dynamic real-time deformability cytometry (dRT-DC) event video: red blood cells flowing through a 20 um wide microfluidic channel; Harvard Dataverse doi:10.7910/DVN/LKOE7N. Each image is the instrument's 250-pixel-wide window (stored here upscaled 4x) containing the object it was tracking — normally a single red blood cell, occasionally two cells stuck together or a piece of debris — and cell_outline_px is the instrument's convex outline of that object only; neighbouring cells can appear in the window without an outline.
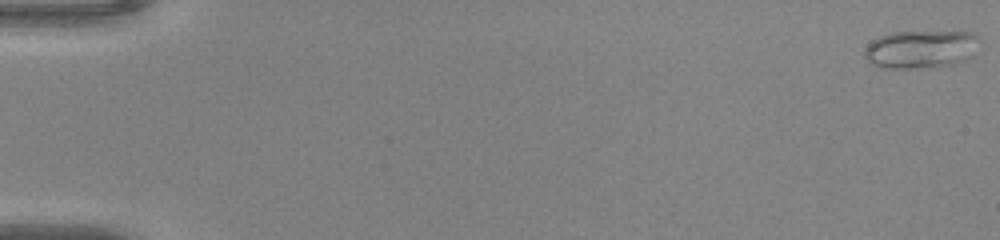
{"species": "common noctule bat (a hibernating species)", "species_latin": "Nyctalus noctula", "temperature_condition": "warm", "stored_images_in_passage": 51, "camera_frame_rate_fps": 3000, "um_per_image_px": 0.085, "animal": {"sex": "male", "body_mass_g": 20.0, "forearm_length_mm": 53.3}, "frame": {"image": 1, "passage_image": 1, "time_ms": 0.0, "image_size_px": [1000, 240], "cell_outline_px": [[980, 40], [972, 56], [964, 60], [952, 64], [928, 68], [880, 68], [872, 64], [864, 56], [864, 48], [872, 40], [880, 36], [892, 32], [972, 32], [980, 36]], "centroid_in_image_um": [78.27, 4.18], "position_along_channel_um": 6.7, "area_um2": 25.66}}
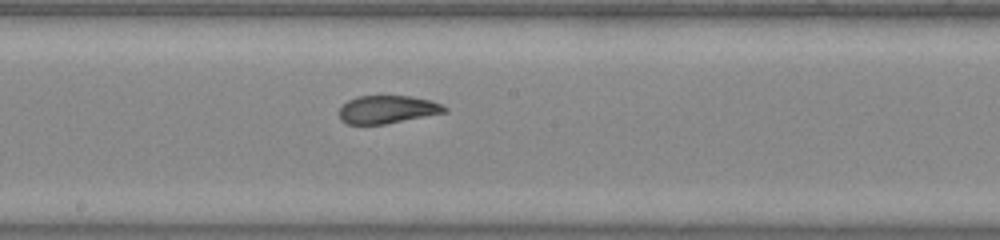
{"frame": {"image": 2, "passage_image": 29, "time_ms": 9.333, "image_size_px": [1000, 240], "cell_outline_px": [[448, 112], [384, 124], [348, 124], [340, 120], [340, 108], [348, 100], [356, 96], [412, 96], [432, 100], [448, 108]], "centroid_in_image_um": [32.95, 9.3], "position_along_channel_um": 215.3, "area_um2": 17.17}}
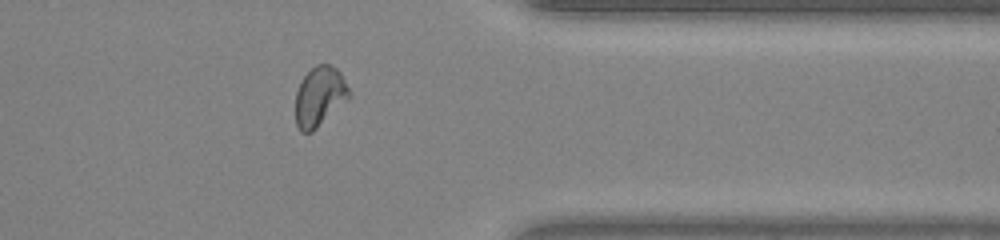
{"frame": {"image": 3, "passage_image": 42, "time_ms": 13.667, "image_size_px": [1000, 240], "cell_outline_px": [[352, 96], [312, 132], [300, 132], [296, 124], [296, 92], [304, 76], [316, 64], [332, 64], [340, 72], [352, 92]], "centroid_in_image_um": [27.2, 8.19], "position_along_channel_um": 384.2, "area_um2": 18.73}, "authors_computed_cell_mechanics": {"area_um2": 18.9006, "velocity_mm_per_s": 4.1129, "shape_relaxation_time_tau1_ms": 7.2948, "shape_relaxation_time_tau2_ms": 1.0331, "deformation_change_tau1": 0.2341, "deformation_change_tau2": 0.0731}}